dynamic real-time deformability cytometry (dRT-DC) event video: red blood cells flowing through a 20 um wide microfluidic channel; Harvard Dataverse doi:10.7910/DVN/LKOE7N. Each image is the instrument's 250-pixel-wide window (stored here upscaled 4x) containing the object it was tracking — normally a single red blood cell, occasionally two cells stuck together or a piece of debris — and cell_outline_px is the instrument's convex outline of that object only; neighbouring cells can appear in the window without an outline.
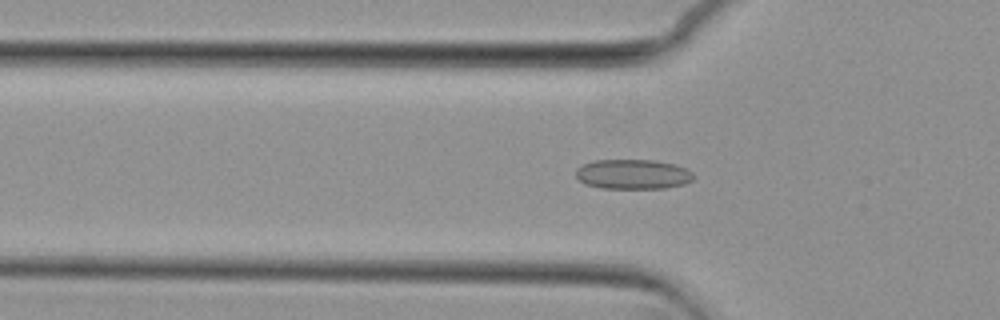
{"species": "common noctule bat (a hibernating species)", "species_latin": "Nyctalus noctula", "temperature_condition": "cold", "stored_images_in_passage": 46, "camera_frame_rate_fps": 3000, "um_per_image_px": 0.085, "animal": {"sex": "female", "body_mass_g": 29.2, "forearm_length_mm": 56.3}, "frame": {"image": 1, "passage_image": 9, "time_ms": 2.667, "image_size_px": [1000, 320], "cell_outline_px": [[696, 176], [692, 180], [684, 184], [664, 188], [600, 188], [584, 184], [576, 176], [576, 168], [580, 164], [596, 160], [656, 160], [688, 168]], "centroid_in_image_um": [53.79, 14.8], "position_along_channel_um": 72.0, "area_um2": 20.63}}
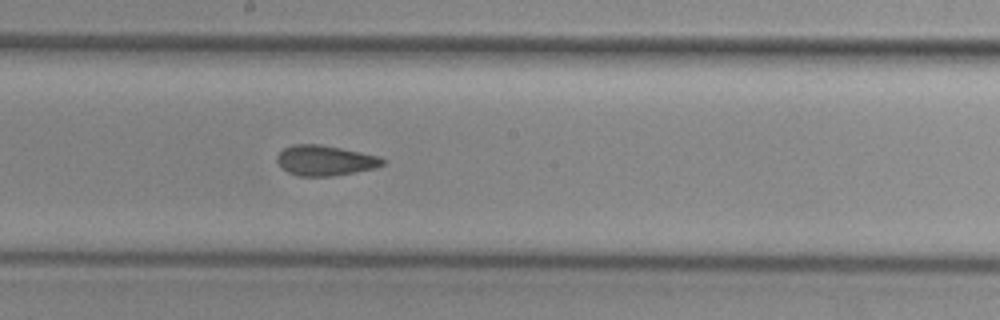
{"frame": {"image": 2, "passage_image": 21, "time_ms": 6.667, "image_size_px": [1000, 320], "cell_outline_px": [[384, 164], [376, 168], [332, 176], [296, 176], [288, 172], [276, 160], [276, 156], [284, 148], [292, 144], [320, 144], [380, 156], [384, 160]], "centroid_in_image_um": [27.63, 13.64], "position_along_channel_um": 220.6, "area_um2": 18.55}}
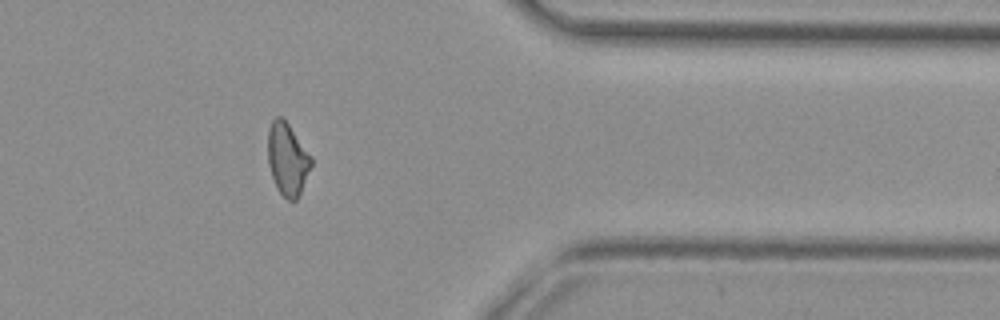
{"frame": {"image": 3, "passage_image": 36, "time_ms": 11.667, "image_size_px": [1000, 320], "cell_outline_px": [[312, 164], [300, 192], [296, 200], [288, 200], [276, 188], [268, 164], [268, 128], [272, 120], [276, 116], [280, 116], [288, 124], [312, 156]], "centroid_in_image_um": [24.42, 13.51], "position_along_channel_um": 387.0, "area_um2": 18.09}, "authors_computed_cell_mechanics": {"area_um2": 18.8717, "velocity_mm_per_s": 3.7029, "shape_relaxation_time_tau1_ms": null, "shape_relaxation_time_tau2_ms": 2.2114, "deformation_change_tau1": null, "deformation_change_tau2": 0.0891}}